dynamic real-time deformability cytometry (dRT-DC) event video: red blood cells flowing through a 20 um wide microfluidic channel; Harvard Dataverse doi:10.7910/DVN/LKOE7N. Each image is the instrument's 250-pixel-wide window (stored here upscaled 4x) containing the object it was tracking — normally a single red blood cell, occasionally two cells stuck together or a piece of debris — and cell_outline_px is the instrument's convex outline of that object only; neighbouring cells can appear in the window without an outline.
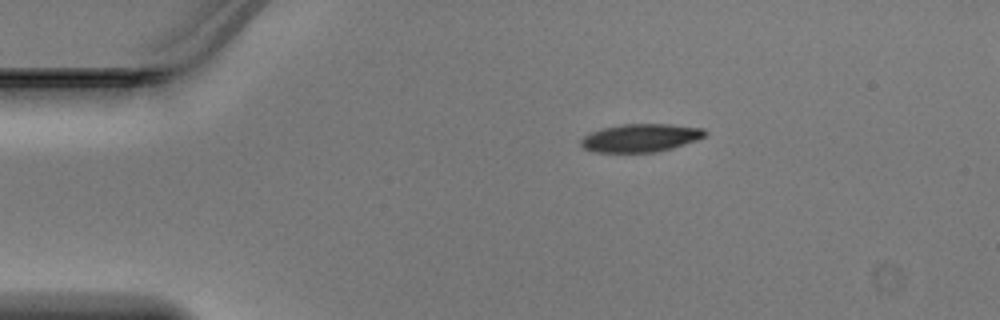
{"species": "Egyptian fruit bat (a non-hibernating species)", "species_latin": "Rousettus aegyptiacus", "temperature_condition": "warm", "stored_images_in_passage": 40, "camera_frame_rate_fps": 3000, "um_per_image_px": 0.085, "animal": {"sex": "male"}, "frame": {"image": 1, "passage_image": 1, "time_ms": 0.0, "image_size_px": [1000, 320], "cell_outline_px": [[708, 132], [704, 136], [696, 140], [672, 148], [656, 152], [592, 152], [584, 148], [580, 144], [580, 140], [584, 136], [592, 132], [604, 128], [624, 124], [672, 124], [704, 128]], "centroid_in_image_um": [54.46, 11.72], "position_along_channel_um": 30.5, "area_um2": 20.23}}
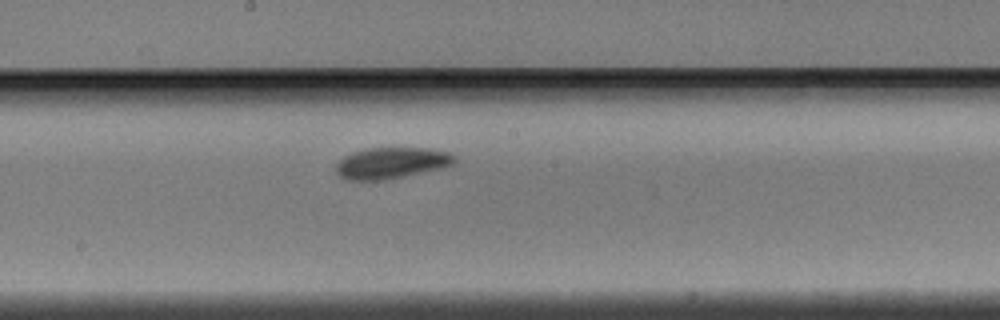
{"frame": {"image": 2, "passage_image": 18, "time_ms": 5.667, "image_size_px": [1000, 320], "cell_outline_px": [[456, 164], [444, 168], [380, 180], [348, 180], [340, 176], [336, 172], [336, 164], [344, 156], [352, 152], [368, 148], [432, 148], [448, 152], [456, 156]], "centroid_in_image_um": [33.31, 13.84], "position_along_channel_um": 214.9, "area_um2": 21.62}}
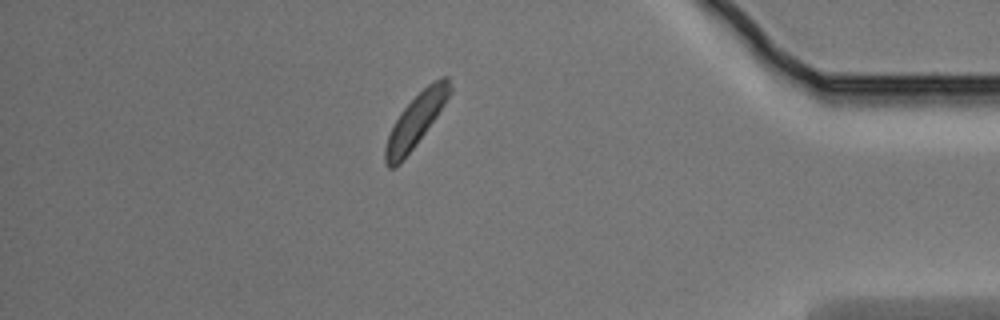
{"frame": {"image": 3, "passage_image": 34, "time_ms": 11.0, "image_size_px": [1000, 320], "cell_outline_px": [[452, 92], [436, 116], [400, 164], [396, 168], [388, 168], [384, 160], [384, 148], [388, 136], [400, 112], [428, 84], [444, 76], [448, 76], [452, 88]], "centroid_in_image_um": [35.32, 10.26], "position_along_channel_um": 399.9, "area_um2": 19.19}}